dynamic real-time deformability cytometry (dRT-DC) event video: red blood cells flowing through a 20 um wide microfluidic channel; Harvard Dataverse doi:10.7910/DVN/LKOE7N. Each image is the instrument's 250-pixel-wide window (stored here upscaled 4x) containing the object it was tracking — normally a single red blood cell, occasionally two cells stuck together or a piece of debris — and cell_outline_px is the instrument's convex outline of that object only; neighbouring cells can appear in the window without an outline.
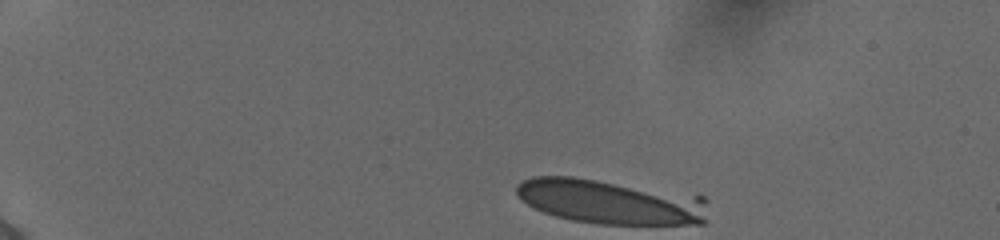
{"species": "human", "species_latin": "Homo sapiens", "temperature_condition": "cold", "stored_images_in_passage": 44, "camera_frame_rate_fps": 3000, "um_per_image_px": 0.085, "donor": {"sex": "female"}, "frame": {"image": 1, "passage_image": 1, "time_ms": 0.0, "image_size_px": [1000, 240], "cell_outline_px": [[708, 200], [704, 224], [596, 224], [572, 220], [556, 216], [544, 212], [520, 200], [516, 192], [516, 184], [532, 176], [572, 176], [704, 196]], "centroid_in_image_um": [51.88, 17.15], "position_along_channel_um": 33.1, "area_um2": 49.77}}
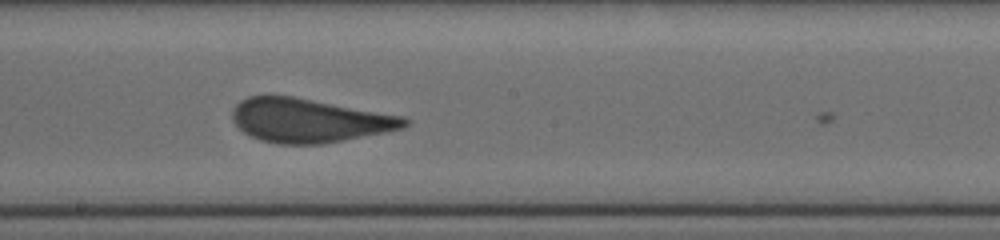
{"frame": {"image": 2, "passage_image": 23, "time_ms": 7.333, "image_size_px": [1000, 240], "cell_outline_px": [[408, 124], [404, 128], [388, 132], [324, 144], [276, 144], [260, 140], [244, 132], [232, 120], [232, 108], [240, 100], [248, 96], [292, 96], [404, 116], [408, 120]], "centroid_in_image_um": [26.28, 10.24], "position_along_channel_um": 221.9, "area_um2": 44.1}}
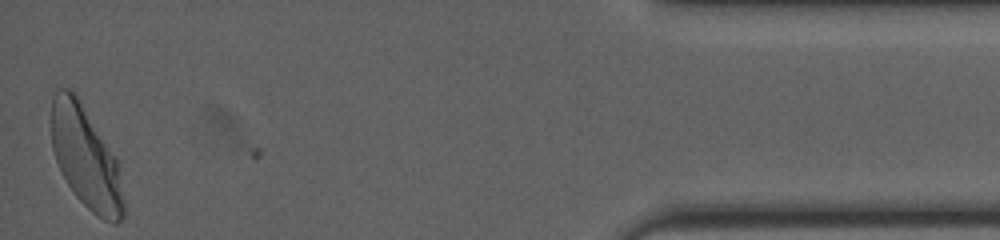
{"frame": {"image": 3, "passage_image": 44, "time_ms": 14.333, "image_size_px": [1000, 240], "cell_outline_px": [[124, 216], [116, 224], [112, 224], [96, 216], [76, 196], [68, 184], [56, 160], [52, 148], [48, 120], [52, 100], [56, 88], [72, 88], [116, 156], [124, 200]], "centroid_in_image_um": [7.25, 13.34], "position_along_channel_um": 427.9, "area_um2": 43.47}, "authors_computed_cell_mechanics": {"area_um2": 44.0725, "velocity_mm_per_s": 3.8589, "shape_relaxation_time_tau1_ms": 7.28, "shape_relaxation_time_tau2_ms": null, "deformation_change_tau1": 0.1878, "deformation_change_tau2": null}}